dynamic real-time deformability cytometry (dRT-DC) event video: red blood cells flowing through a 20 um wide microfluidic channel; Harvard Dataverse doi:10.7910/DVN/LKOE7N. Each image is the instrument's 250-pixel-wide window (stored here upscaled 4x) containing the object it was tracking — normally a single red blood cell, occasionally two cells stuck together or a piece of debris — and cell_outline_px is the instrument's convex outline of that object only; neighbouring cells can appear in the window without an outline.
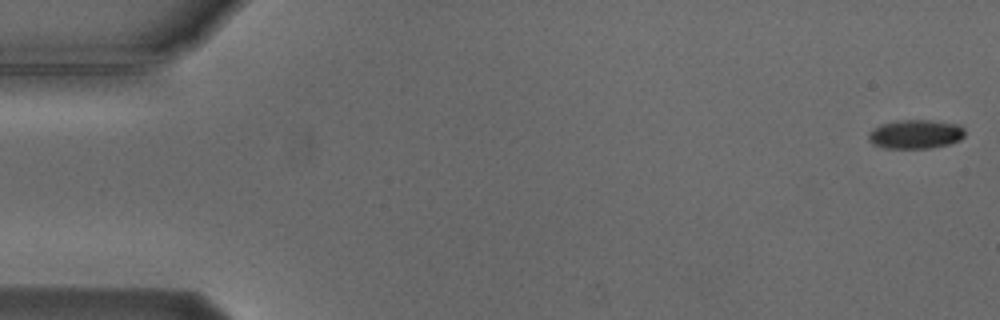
{"species": "Egyptian fruit bat (a non-hibernating species)", "species_latin": "Rousettus aegyptiacus", "temperature_condition": "cold", "stored_images_in_passage": 5, "camera_frame_rate_fps": 3000, "um_per_image_px": 0.085, "animal": {"sex": "male"}, "frame": {"image": 1, "passage_image": 1, "time_ms": 0.0, "image_size_px": [1000, 320], "cell_outline_px": [[964, 136], [960, 140], [948, 144], [928, 148], [884, 148], [872, 144], [868, 140], [868, 132], [880, 124], [900, 120], [928, 120], [960, 124], [964, 128]], "centroid_in_image_um": [77.8, 11.4], "position_along_channel_um": 7.2, "area_um2": 16.36}}
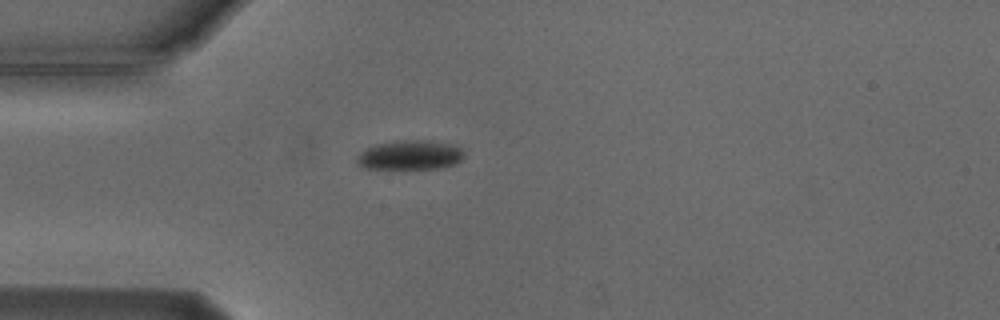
{"frame": {"image": 2, "passage_image": 5, "time_ms": 4.667, "image_size_px": [1000, 320], "cell_outline_px": [[464, 156], [456, 164], [440, 168], [364, 168], [356, 160], [360, 152], [376, 144], [404, 140], [428, 140], [448, 144], [460, 148], [464, 152]], "centroid_in_image_um": [34.88, 13.18], "position_along_channel_um": 50.1, "area_um2": 18.03}}